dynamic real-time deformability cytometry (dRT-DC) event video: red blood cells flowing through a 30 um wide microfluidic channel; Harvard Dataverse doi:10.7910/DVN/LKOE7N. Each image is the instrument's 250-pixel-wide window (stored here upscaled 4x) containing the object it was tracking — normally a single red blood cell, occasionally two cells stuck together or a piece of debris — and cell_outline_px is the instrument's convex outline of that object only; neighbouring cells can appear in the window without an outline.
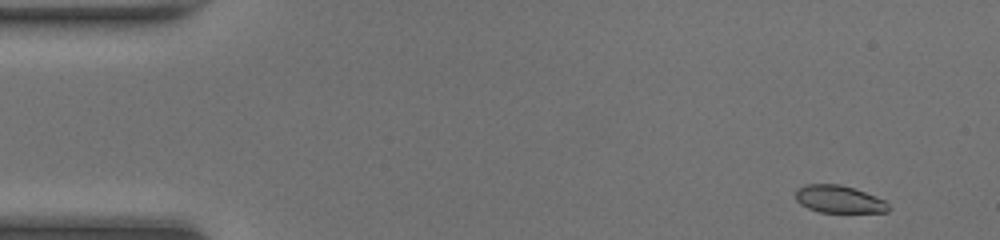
{"species": "common noctule bat (a hibernating species)", "species_latin": "Nyctalus noctula", "temperature_condition": "room temperature", "stored_images_in_passage": 45, "camera_frame_rate_fps": 3000, "um_per_image_px": 0.085, "animal": {"sex": "female", "body_mass_g": 20.0, "forearm_length_mm": 54.0}, "frame": {"image": 1, "passage_image": 1, "time_ms": 0.0, "image_size_px": [1000, 240], "cell_outline_px": [[892, 208], [888, 212], [820, 212], [808, 208], [800, 204], [796, 200], [796, 188], [804, 184], [840, 184], [876, 196], [884, 200]], "centroid_in_image_um": [71.31, 16.93], "position_along_channel_um": 13.7, "area_um2": 14.91}}
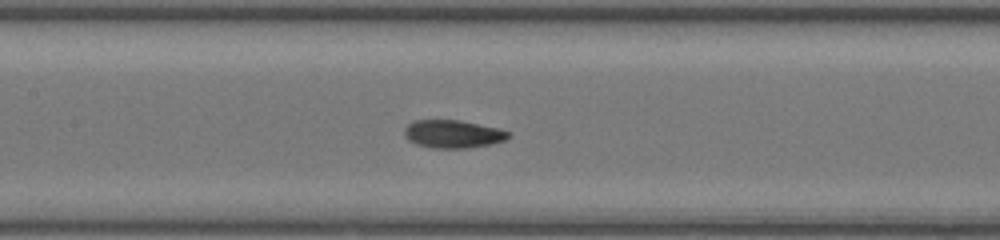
{"frame": {"image": 2, "passage_image": 20, "time_ms": 6.333, "image_size_px": [1000, 240], "cell_outline_px": [[512, 136], [504, 140], [492, 144], [468, 148], [432, 148], [416, 144], [408, 140], [404, 132], [404, 128], [412, 120], [460, 120], [496, 128], [512, 132]], "centroid_in_image_um": [38.5, 11.39], "position_along_channel_um": 168.9, "area_um2": 17.05}}
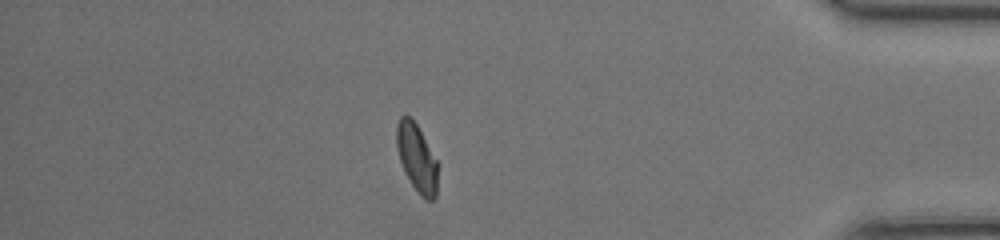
{"frame": {"image": 3, "passage_image": 39, "time_ms": 12.667, "image_size_px": [1000, 240], "cell_outline_px": [[440, 164], [436, 196], [432, 200], [424, 200], [420, 196], [404, 172], [396, 148], [396, 124], [400, 116], [408, 116], [416, 124]], "centroid_in_image_um": [35.46, 13.46], "position_along_channel_um": 399.7, "area_um2": 16.65}, "authors_computed_cell_mechanics": {"area_um2": 16.7042, "velocity_mm_per_s": 4.3032, "shape_relaxation_time_tau1_ms": 2.8068, "shape_relaxation_time_tau2_ms": 1.4687, "deformation_change_tau1": 0.1407, "deformation_change_tau2": 0.0537}}